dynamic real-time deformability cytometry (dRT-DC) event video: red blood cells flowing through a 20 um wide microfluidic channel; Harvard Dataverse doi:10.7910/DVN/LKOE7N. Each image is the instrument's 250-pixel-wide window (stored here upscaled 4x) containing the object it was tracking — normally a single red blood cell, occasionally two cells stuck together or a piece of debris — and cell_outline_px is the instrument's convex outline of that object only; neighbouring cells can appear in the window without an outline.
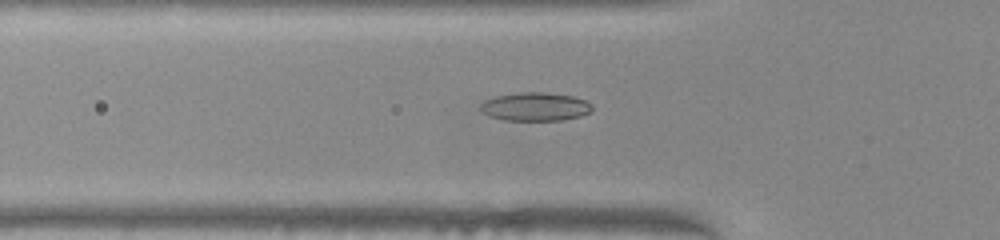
{"species": "common noctule bat (a hibernating species)", "species_latin": "Nyctalus noctula", "temperature_condition": "warm", "stored_images_in_passage": 50, "camera_frame_rate_fps": 3000, "um_per_image_px": 0.085, "animal": {"sex": "female", "body_mass_g": 22.0, "forearm_length_mm": 56.7}, "frame": {"image": 1, "passage_image": 16, "time_ms": 5.0, "image_size_px": [1000, 240], "cell_outline_px": [[592, 112], [580, 116], [560, 120], [504, 120], [492, 116], [484, 112], [480, 108], [480, 104], [484, 100], [496, 96], [516, 92], [544, 92], [572, 96], [584, 100], [592, 104]], "centroid_in_image_um": [45.51, 9.06], "position_along_channel_um": 80.3, "area_um2": 18.44}}
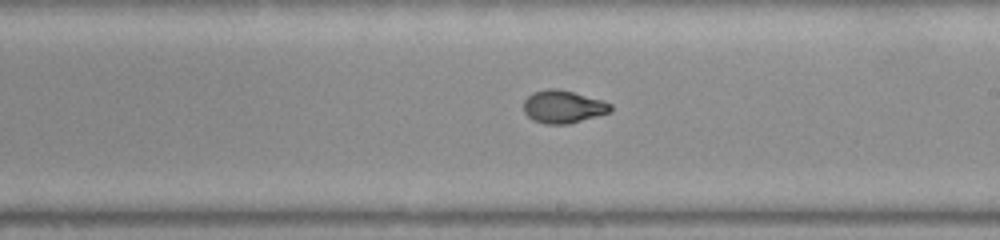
{"frame": {"image": 2, "passage_image": 28, "time_ms": 9.0, "image_size_px": [1000, 240], "cell_outline_px": [[612, 108], [608, 112], [596, 116], [568, 124], [544, 124], [532, 120], [524, 112], [524, 100], [532, 92], [548, 88], [556, 88], [572, 92], [600, 100], [612, 104]], "centroid_in_image_um": [47.81, 9.07], "position_along_channel_um": 241.2, "area_um2": 16.42}}
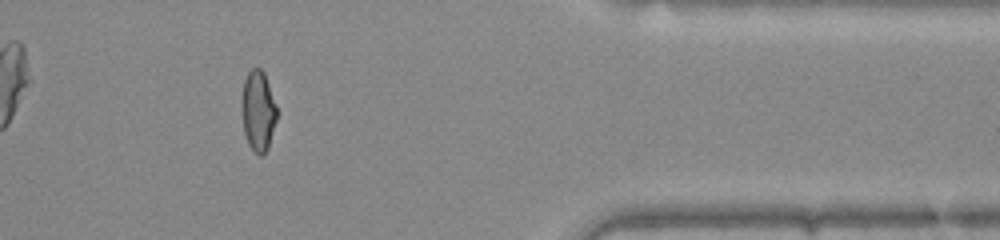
{"frame": {"image": 3, "passage_image": 41, "time_ms": 13.333, "image_size_px": [1000, 240], "cell_outline_px": [[276, 120], [268, 148], [260, 156], [248, 144], [244, 132], [240, 108], [240, 104], [244, 80], [248, 72], [252, 68], [260, 68], [264, 72], [276, 108]], "centroid_in_image_um": [21.9, 9.41], "position_along_channel_um": 389.5, "area_um2": 16.36}, "authors_computed_cell_mechanics": {"area_um2": 17.1955, "velocity_mm_per_s": 4.0141, "shape_relaxation_time_tau1_ms": null, "shape_relaxation_time_tau2_ms": 0.8734, "deformation_change_tau1": null, "deformation_change_tau2": 0.054}}